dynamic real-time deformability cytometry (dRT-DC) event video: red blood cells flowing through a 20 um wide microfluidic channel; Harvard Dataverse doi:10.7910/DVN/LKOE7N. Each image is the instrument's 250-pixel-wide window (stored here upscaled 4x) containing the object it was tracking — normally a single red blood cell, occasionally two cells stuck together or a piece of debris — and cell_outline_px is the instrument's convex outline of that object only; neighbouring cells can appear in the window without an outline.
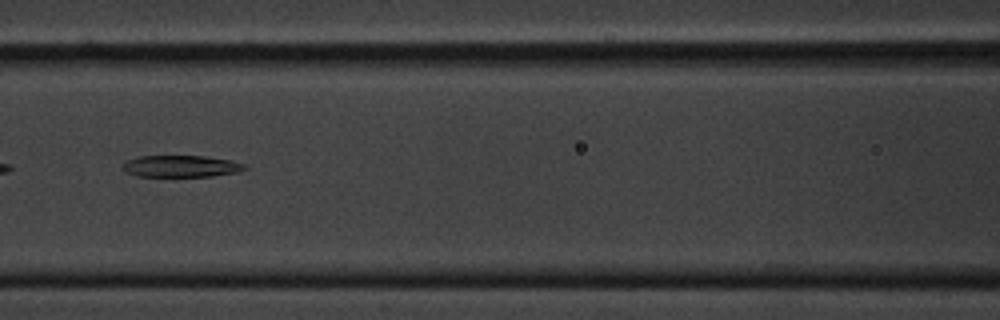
{"species": "common noctule bat (a hibernating species)", "species_latin": "Nyctalus noctula", "temperature_condition": "cold", "stored_images_in_passage": 43, "camera_frame_rate_fps": 3000, "um_per_image_px": 0.085, "animal": {"sex": "male", "body_mass_g": 20.1, "forearm_length_mm": 53.5}, "frame": {"image": 1, "passage_image": 9, "time_ms": 2.667, "image_size_px": [1000, 320], "cell_outline_px": [[248, 168], [236, 172], [212, 176], [136, 176], [124, 172], [120, 168], [128, 160], [140, 156], [204, 156], [232, 160], [244, 164]], "centroid_in_image_um": [15.36, 14.13], "position_along_channel_um": 151.2, "area_um2": 15.43}}
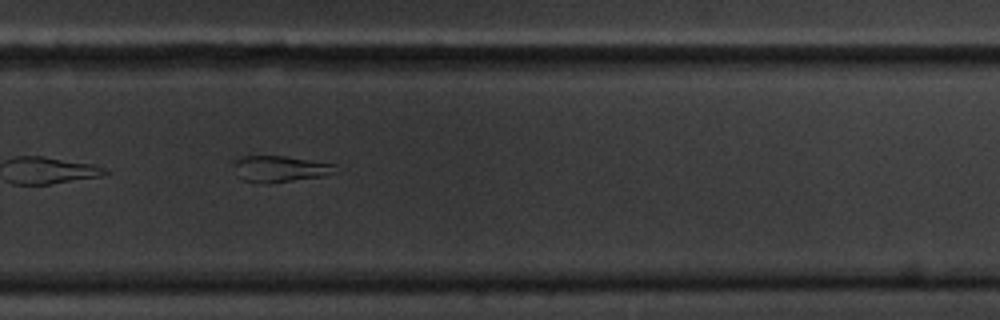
{"frame": {"image": 2, "passage_image": 23, "time_ms": 7.333, "image_size_px": [1000, 320], "cell_outline_px": [[336, 172], [324, 176], [268, 184], [264, 184], [244, 180], [236, 176], [232, 164], [240, 156], [284, 156], [336, 164]], "centroid_in_image_um": [23.76, 14.36], "position_along_channel_um": 306.0, "area_um2": 15.78}}
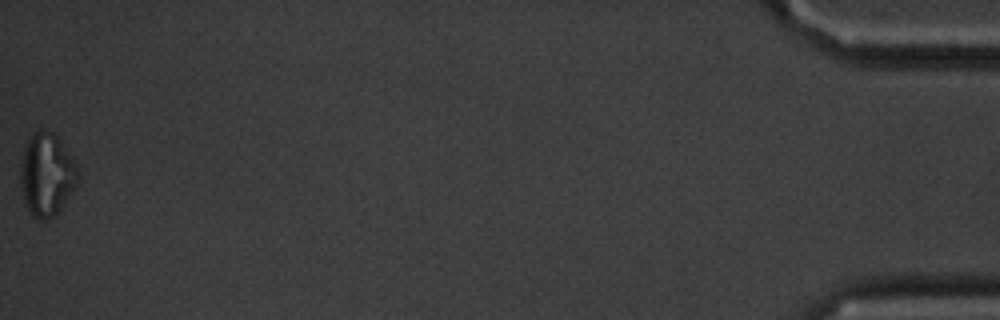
{"frame": {"image": 3, "passage_image": 43, "time_ms": 14.0, "image_size_px": [1000, 320], "cell_outline_px": [[80, 180], [64, 204], [48, 220], [36, 220], [32, 216], [24, 200], [20, 184], [20, 172], [24, 148], [28, 140], [40, 128], [44, 128], [52, 132], [60, 140], [76, 164], [80, 172]], "centroid_in_image_um": [3.99, 14.85], "position_along_channel_um": 431.2, "area_um2": 27.74}, "authors_computed_cell_mechanics": {"area_um2": 16.7042, "velocity_mm_per_s": 3.3298, "shape_relaxation_time_tau1_ms": null, "shape_relaxation_time_tau2_ms": 7.6131, "deformation_change_tau1": null, "deformation_change_tau2": 0.2096}}